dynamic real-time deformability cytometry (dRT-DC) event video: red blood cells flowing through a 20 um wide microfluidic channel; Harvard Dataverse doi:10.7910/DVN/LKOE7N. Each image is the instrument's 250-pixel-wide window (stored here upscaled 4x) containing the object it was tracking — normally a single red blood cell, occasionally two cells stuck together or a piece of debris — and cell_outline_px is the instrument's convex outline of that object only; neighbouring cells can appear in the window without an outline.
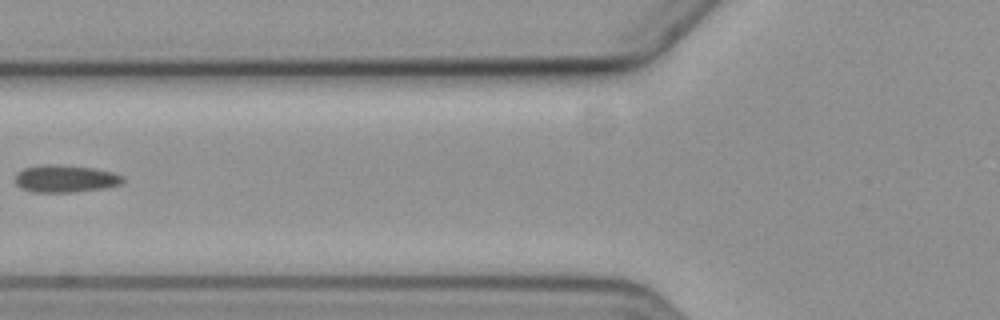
{"species": "common noctule bat (a hibernating species)", "species_latin": "Nyctalus noctula", "temperature_condition": "cold", "stored_images_in_passage": 5, "camera_frame_rate_fps": 3000, "um_per_image_px": 0.085, "animal": {"sex": "female", "body_mass_g": 19.3, "forearm_length_mm": 54.1}, "frame": {"image": 1, "passage_image": 5, "time_ms": 4.667, "image_size_px": [1000, 320], "cell_outline_px": [[124, 180], [120, 184], [104, 188], [72, 192], [32, 192], [16, 184], [16, 172], [24, 168], [44, 164], [56, 164], [92, 168], [112, 172], [124, 176]], "centroid_in_image_um": [5.55, 15.18], "position_along_channel_um": 120.2, "area_um2": 17.05}}